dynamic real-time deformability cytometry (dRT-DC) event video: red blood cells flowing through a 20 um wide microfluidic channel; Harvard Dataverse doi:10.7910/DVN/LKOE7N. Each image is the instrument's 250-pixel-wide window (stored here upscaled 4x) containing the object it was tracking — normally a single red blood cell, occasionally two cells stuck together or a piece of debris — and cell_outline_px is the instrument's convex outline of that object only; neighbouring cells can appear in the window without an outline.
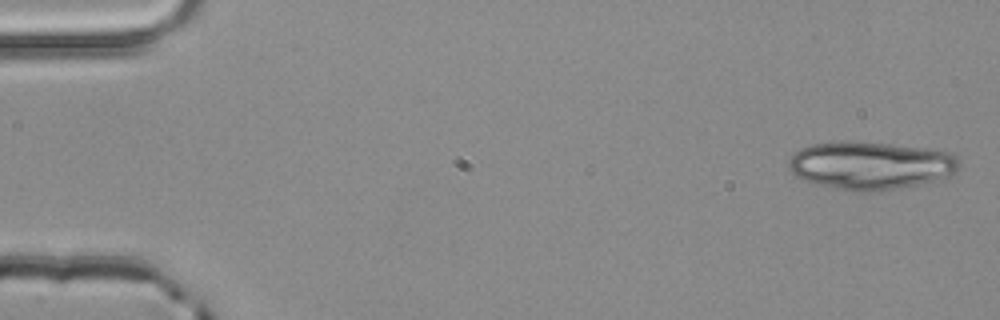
{"species": "common noctule bat (a hibernating species)", "species_latin": "Nyctalus noctula", "temperature_condition": "room temperature", "stored_images_in_passage": 4, "camera_frame_rate_fps": 3000, "um_per_image_px": 0.085, "animal": {"sex": "male", "body_mass_g": 20.4}, "frame": {"image": 1, "passage_image": 1, "time_ms": 0.0, "image_size_px": [1000, 320], "cell_outline_px": [[960, 168], [956, 172], [948, 176], [936, 180], [896, 188], [868, 192], [836, 188], [812, 184], [796, 176], [788, 168], [788, 160], [800, 148], [812, 144], [836, 140], [848, 140], [892, 144], [928, 148], [948, 152], [956, 156], [960, 164]], "centroid_in_image_um": [73.97, 14.04], "position_along_channel_um": 11.0, "area_um2": 47.86}}